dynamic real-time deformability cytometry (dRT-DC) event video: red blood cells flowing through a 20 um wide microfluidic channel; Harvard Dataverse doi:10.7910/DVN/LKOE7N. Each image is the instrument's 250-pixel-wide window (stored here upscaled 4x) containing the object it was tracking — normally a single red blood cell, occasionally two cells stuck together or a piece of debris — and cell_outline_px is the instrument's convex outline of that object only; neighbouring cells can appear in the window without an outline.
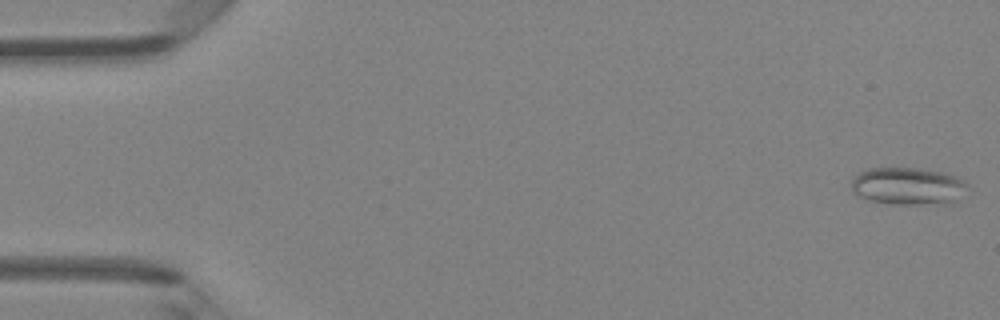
{"species": "Egyptian fruit bat (a non-hibernating species)", "species_latin": "Rousettus aegyptiacus", "temperature_condition": "room temperature", "stored_images_in_passage": 5, "camera_frame_rate_fps": 3000, "um_per_image_px": 0.085, "animal": {"sex": "female"}, "frame": {"image": 1, "passage_image": 1, "time_ms": 0.0, "image_size_px": [1000, 320], "cell_outline_px": [[968, 188], [952, 204], [892, 204], [868, 200], [852, 192], [852, 180], [860, 172], [868, 168], [920, 168], [944, 172], [956, 176], [964, 180], [968, 184]], "centroid_in_image_um": [77.21, 15.82], "position_along_channel_um": 7.8, "area_um2": 25.55}}